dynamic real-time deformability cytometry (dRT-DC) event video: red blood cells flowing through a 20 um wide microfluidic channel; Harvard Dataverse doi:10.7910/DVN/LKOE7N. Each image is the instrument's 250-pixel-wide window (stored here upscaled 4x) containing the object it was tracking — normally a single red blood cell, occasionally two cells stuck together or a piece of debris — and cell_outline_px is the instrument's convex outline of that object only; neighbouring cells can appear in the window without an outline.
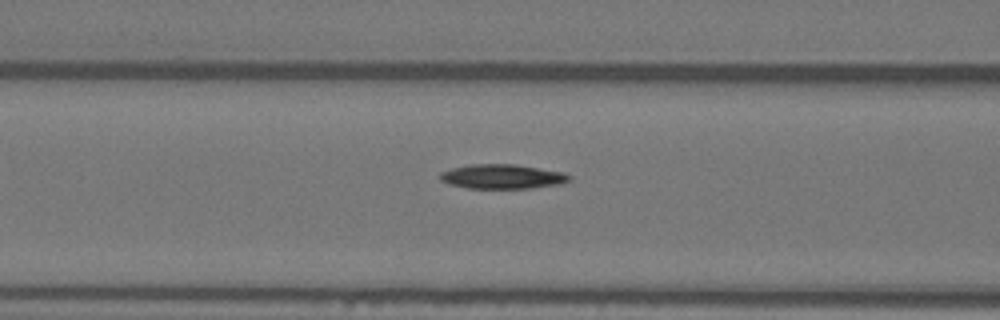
{"species": "Egyptian fruit bat (a non-hibernating species)", "species_latin": "Rousettus aegyptiacus", "temperature_condition": "warm", "stored_images_in_passage": 27, "camera_frame_rate_fps": 3000, "um_per_image_px": 0.085, "animal": {"sex": "female"}, "frame": {"image": 1, "passage_image": 5, "time_ms": 1.333, "image_size_px": [1000, 320], "cell_outline_px": [[572, 180], [560, 184], [532, 188], [468, 188], [448, 184], [440, 180], [440, 172], [452, 168], [468, 164], [516, 164], [564, 172], [572, 176]], "centroid_in_image_um": [42.72, 15.0], "position_along_channel_um": 123.9, "area_um2": 18.61}}
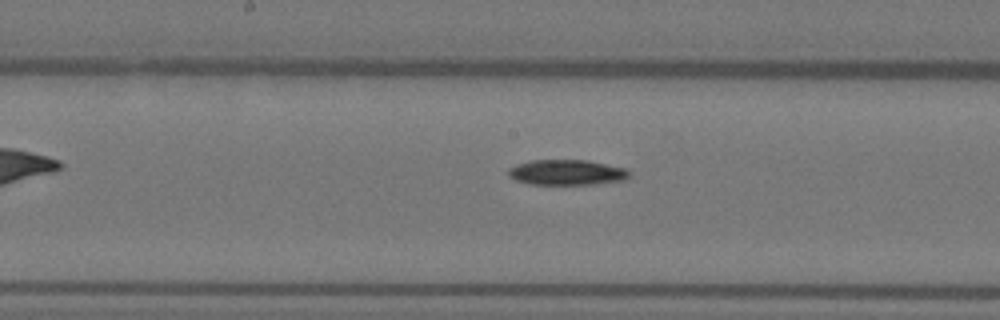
{"frame": {"image": 2, "passage_image": 11, "time_ms": 3.333, "image_size_px": [1000, 320], "cell_outline_px": [[632, 176], [624, 180], [592, 184], [528, 184], [516, 180], [508, 176], [508, 168], [516, 164], [532, 160], [584, 160], [624, 168], [632, 172]], "centroid_in_image_um": [48.16, 14.66], "position_along_channel_um": 200.0, "area_um2": 17.86}}
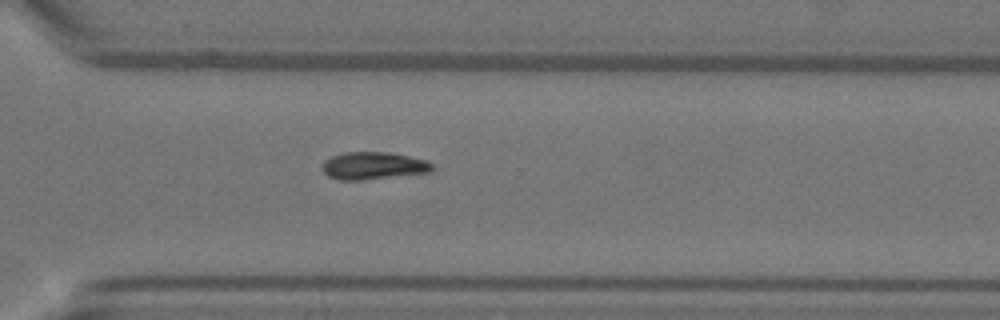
{"frame": {"image": 3, "passage_image": 22, "time_ms": 7.0, "image_size_px": [1000, 320], "cell_outline_px": [[436, 168], [432, 172], [364, 180], [340, 180], [328, 176], [320, 168], [324, 160], [332, 156], [344, 152], [388, 152], [408, 156], [424, 160], [432, 164]], "centroid_in_image_um": [31.72, 14.09], "position_along_channel_um": 338.9, "area_um2": 17.74}}